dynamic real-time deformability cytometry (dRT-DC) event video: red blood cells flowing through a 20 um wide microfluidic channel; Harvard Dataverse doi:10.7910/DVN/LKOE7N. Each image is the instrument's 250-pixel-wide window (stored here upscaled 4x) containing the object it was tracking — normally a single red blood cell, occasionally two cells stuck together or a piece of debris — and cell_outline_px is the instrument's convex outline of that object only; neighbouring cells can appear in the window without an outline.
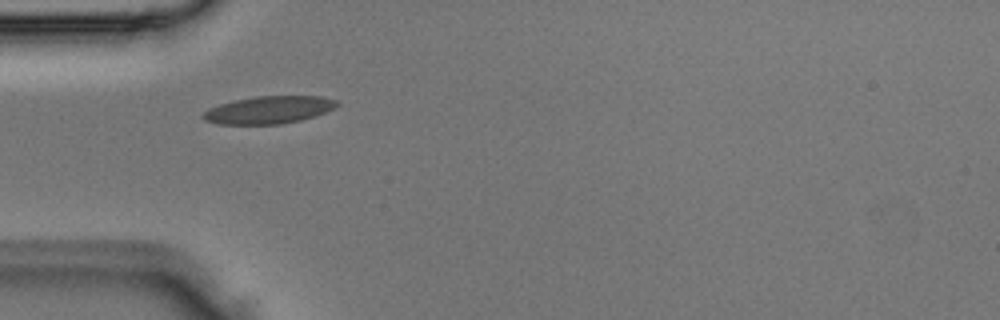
{"species": "Egyptian fruit bat (a non-hibernating species)", "species_latin": "Rousettus aegyptiacus", "temperature_condition": "room temperature", "stored_images_in_passage": 1, "camera_frame_rate_fps": 3000, "um_per_image_px": 0.085, "animal": {"sex": "male"}, "frame": {"image": 1, "passage_image": 1, "time_ms": 0.0, "image_size_px": [1000, 320], "cell_outline_px": [[340, 104], [324, 112], [300, 120], [280, 124], [220, 124], [204, 120], [200, 116], [208, 108], [232, 100], [256, 96], [320, 96], [336, 100]], "centroid_in_image_um": [22.79, 9.33], "position_along_channel_um": 62.2, "area_um2": 21.33}}